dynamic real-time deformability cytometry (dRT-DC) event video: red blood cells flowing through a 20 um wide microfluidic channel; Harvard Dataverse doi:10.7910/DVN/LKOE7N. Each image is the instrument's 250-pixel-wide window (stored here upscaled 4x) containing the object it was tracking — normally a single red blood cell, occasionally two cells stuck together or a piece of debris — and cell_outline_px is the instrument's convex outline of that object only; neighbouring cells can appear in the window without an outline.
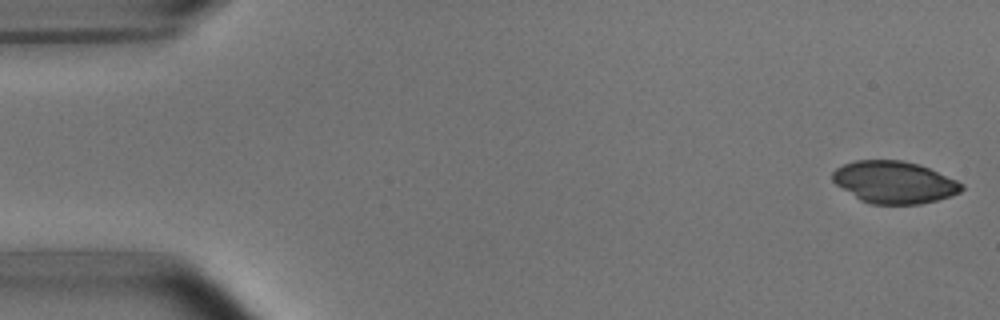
{"species": "common noctule bat (a hibernating species)", "species_latin": "Nyctalus noctula", "temperature_condition": "room temperature", "stored_images_in_passage": 5, "camera_frame_rate_fps": 3000, "um_per_image_px": 0.085, "animal": {"sex": "male", "body_mass_g": 15.6}, "frame": {"image": 1, "passage_image": 1, "time_ms": 0.0, "image_size_px": [1000, 320], "cell_outline_px": [[964, 188], [960, 192], [936, 200], [920, 204], [872, 204], [860, 200], [836, 184], [832, 180], [832, 172], [836, 168], [844, 164], [856, 160], [904, 160], [920, 164], [956, 180], [964, 184]], "centroid_in_image_um": [76.0, 15.48], "position_along_channel_um": 9.0, "area_um2": 31.62}}